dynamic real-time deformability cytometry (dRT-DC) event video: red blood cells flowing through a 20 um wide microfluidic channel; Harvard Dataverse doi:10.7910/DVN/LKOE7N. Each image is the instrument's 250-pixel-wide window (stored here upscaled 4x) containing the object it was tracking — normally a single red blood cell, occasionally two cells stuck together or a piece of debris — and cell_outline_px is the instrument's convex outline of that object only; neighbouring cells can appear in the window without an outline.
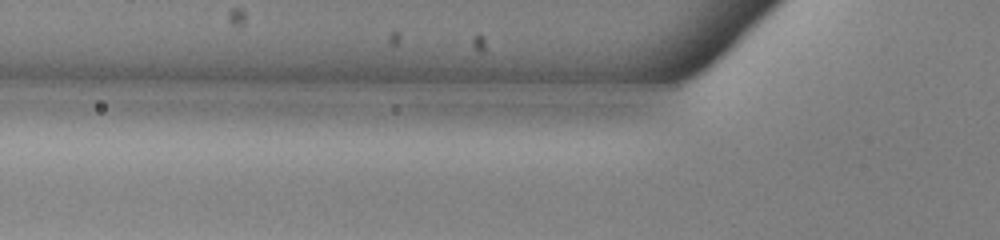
{"species": "common noctule bat (a hibernating species)", "species_latin": "Nyctalus noctula", "temperature_condition": "warm", "stored_images_in_passage": 3, "camera_frame_rate_fps": 3000, "um_per_image_px": 0.085, "animal": {"sex": "male", "body_mass_g": 13.0, "forearm_length_mm": 53.1}, "frame": {"image": 1, "passage_image": 3, "time_ms": 0.667, "image_size_px": [1000, 240], "cell_outline_px": [[612, 116], [604, 128], [468, 128], [452, 116], [464, 112], [600, 112]], "centroid_in_image_um": [45.34, 10.19], "position_along_channel_um": 80.5, "area_um2": 17.11}}